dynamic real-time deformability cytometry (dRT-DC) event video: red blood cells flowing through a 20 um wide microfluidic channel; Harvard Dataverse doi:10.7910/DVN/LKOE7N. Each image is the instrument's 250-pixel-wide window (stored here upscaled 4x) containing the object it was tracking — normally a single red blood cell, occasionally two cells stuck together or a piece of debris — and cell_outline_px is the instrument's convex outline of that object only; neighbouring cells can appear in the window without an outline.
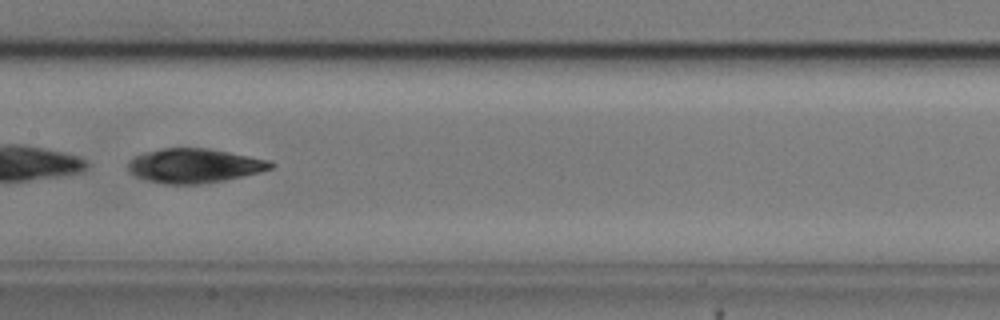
{"species": "common noctule bat (a hibernating species)", "species_latin": "Nyctalus noctula", "temperature_condition": "cold", "stored_images_in_passage": 52, "camera_frame_rate_fps": 3000, "um_per_image_px": 0.085, "animal": {"sex": "male", "body_mass_g": 20.5, "forearm_length_mm": 52.5}, "frame": {"image": 1, "passage_image": 26, "time_ms": 8.333, "image_size_px": [1000, 320], "cell_outline_px": [[276, 164], [272, 168], [260, 172], [224, 180], [196, 184], [164, 184], [144, 180], [128, 172], [128, 160], [144, 152], [160, 148], [208, 148], [268, 160]], "centroid_in_image_um": [16.47, 14.08], "position_along_channel_um": 190.9, "area_um2": 28.5}}